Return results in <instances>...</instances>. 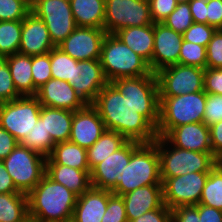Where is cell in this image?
<instances>
[{
    "mask_svg": "<svg viewBox=\"0 0 222 222\" xmlns=\"http://www.w3.org/2000/svg\"><path fill=\"white\" fill-rule=\"evenodd\" d=\"M92 105L106 130L115 131L126 140L152 143L158 137L156 128L111 83L98 93Z\"/></svg>",
    "mask_w": 222,
    "mask_h": 222,
    "instance_id": "1",
    "label": "cell"
},
{
    "mask_svg": "<svg viewBox=\"0 0 222 222\" xmlns=\"http://www.w3.org/2000/svg\"><path fill=\"white\" fill-rule=\"evenodd\" d=\"M77 197L45 173L27 194L29 219L35 222H71Z\"/></svg>",
    "mask_w": 222,
    "mask_h": 222,
    "instance_id": "2",
    "label": "cell"
},
{
    "mask_svg": "<svg viewBox=\"0 0 222 222\" xmlns=\"http://www.w3.org/2000/svg\"><path fill=\"white\" fill-rule=\"evenodd\" d=\"M100 62L106 80L151 75L149 64L115 34L107 33L101 47Z\"/></svg>",
    "mask_w": 222,
    "mask_h": 222,
    "instance_id": "3",
    "label": "cell"
},
{
    "mask_svg": "<svg viewBox=\"0 0 222 222\" xmlns=\"http://www.w3.org/2000/svg\"><path fill=\"white\" fill-rule=\"evenodd\" d=\"M146 185H162L157 138L152 143H142L131 154L121 182L111 192L122 196Z\"/></svg>",
    "mask_w": 222,
    "mask_h": 222,
    "instance_id": "4",
    "label": "cell"
},
{
    "mask_svg": "<svg viewBox=\"0 0 222 222\" xmlns=\"http://www.w3.org/2000/svg\"><path fill=\"white\" fill-rule=\"evenodd\" d=\"M159 123L157 135L165 137L174 127L203 122L206 92L199 91L180 96H159Z\"/></svg>",
    "mask_w": 222,
    "mask_h": 222,
    "instance_id": "5",
    "label": "cell"
},
{
    "mask_svg": "<svg viewBox=\"0 0 222 222\" xmlns=\"http://www.w3.org/2000/svg\"><path fill=\"white\" fill-rule=\"evenodd\" d=\"M156 129L159 123V87L156 73L110 82Z\"/></svg>",
    "mask_w": 222,
    "mask_h": 222,
    "instance_id": "6",
    "label": "cell"
},
{
    "mask_svg": "<svg viewBox=\"0 0 222 222\" xmlns=\"http://www.w3.org/2000/svg\"><path fill=\"white\" fill-rule=\"evenodd\" d=\"M166 144L168 146L165 137H157L161 178H174L194 172H210L217 165V158L212 153L196 152L175 146L170 151L164 148Z\"/></svg>",
    "mask_w": 222,
    "mask_h": 222,
    "instance_id": "7",
    "label": "cell"
},
{
    "mask_svg": "<svg viewBox=\"0 0 222 222\" xmlns=\"http://www.w3.org/2000/svg\"><path fill=\"white\" fill-rule=\"evenodd\" d=\"M3 163L15 187L25 194L32 191L46 173V158L20 143Z\"/></svg>",
    "mask_w": 222,
    "mask_h": 222,
    "instance_id": "8",
    "label": "cell"
},
{
    "mask_svg": "<svg viewBox=\"0 0 222 222\" xmlns=\"http://www.w3.org/2000/svg\"><path fill=\"white\" fill-rule=\"evenodd\" d=\"M41 106L35 96H21L0 103V127L21 143L38 121Z\"/></svg>",
    "mask_w": 222,
    "mask_h": 222,
    "instance_id": "9",
    "label": "cell"
},
{
    "mask_svg": "<svg viewBox=\"0 0 222 222\" xmlns=\"http://www.w3.org/2000/svg\"><path fill=\"white\" fill-rule=\"evenodd\" d=\"M153 24L148 0H105L104 30L115 34L127 27Z\"/></svg>",
    "mask_w": 222,
    "mask_h": 222,
    "instance_id": "10",
    "label": "cell"
},
{
    "mask_svg": "<svg viewBox=\"0 0 222 222\" xmlns=\"http://www.w3.org/2000/svg\"><path fill=\"white\" fill-rule=\"evenodd\" d=\"M31 12L45 23L56 47L77 27L69 0H31Z\"/></svg>",
    "mask_w": 222,
    "mask_h": 222,
    "instance_id": "11",
    "label": "cell"
},
{
    "mask_svg": "<svg viewBox=\"0 0 222 222\" xmlns=\"http://www.w3.org/2000/svg\"><path fill=\"white\" fill-rule=\"evenodd\" d=\"M205 69L175 64L156 72L159 96H180L204 91Z\"/></svg>",
    "mask_w": 222,
    "mask_h": 222,
    "instance_id": "12",
    "label": "cell"
},
{
    "mask_svg": "<svg viewBox=\"0 0 222 222\" xmlns=\"http://www.w3.org/2000/svg\"><path fill=\"white\" fill-rule=\"evenodd\" d=\"M208 175L209 172H194L161 178L164 204L171 210L178 206L198 205Z\"/></svg>",
    "mask_w": 222,
    "mask_h": 222,
    "instance_id": "13",
    "label": "cell"
},
{
    "mask_svg": "<svg viewBox=\"0 0 222 222\" xmlns=\"http://www.w3.org/2000/svg\"><path fill=\"white\" fill-rule=\"evenodd\" d=\"M142 143L127 140L118 150L91 170V184L96 189L112 191L120 182L122 172L130 161L131 154Z\"/></svg>",
    "mask_w": 222,
    "mask_h": 222,
    "instance_id": "14",
    "label": "cell"
},
{
    "mask_svg": "<svg viewBox=\"0 0 222 222\" xmlns=\"http://www.w3.org/2000/svg\"><path fill=\"white\" fill-rule=\"evenodd\" d=\"M104 29L76 27L57 47L77 61L100 59Z\"/></svg>",
    "mask_w": 222,
    "mask_h": 222,
    "instance_id": "15",
    "label": "cell"
},
{
    "mask_svg": "<svg viewBox=\"0 0 222 222\" xmlns=\"http://www.w3.org/2000/svg\"><path fill=\"white\" fill-rule=\"evenodd\" d=\"M69 83L86 104H93L98 93L109 83L103 73L100 59L77 61L73 64Z\"/></svg>",
    "mask_w": 222,
    "mask_h": 222,
    "instance_id": "16",
    "label": "cell"
},
{
    "mask_svg": "<svg viewBox=\"0 0 222 222\" xmlns=\"http://www.w3.org/2000/svg\"><path fill=\"white\" fill-rule=\"evenodd\" d=\"M183 34L175 32L163 23H154V49L152 73L178 64Z\"/></svg>",
    "mask_w": 222,
    "mask_h": 222,
    "instance_id": "17",
    "label": "cell"
},
{
    "mask_svg": "<svg viewBox=\"0 0 222 222\" xmlns=\"http://www.w3.org/2000/svg\"><path fill=\"white\" fill-rule=\"evenodd\" d=\"M106 130L103 120L92 104L73 114L69 141L89 149Z\"/></svg>",
    "mask_w": 222,
    "mask_h": 222,
    "instance_id": "18",
    "label": "cell"
},
{
    "mask_svg": "<svg viewBox=\"0 0 222 222\" xmlns=\"http://www.w3.org/2000/svg\"><path fill=\"white\" fill-rule=\"evenodd\" d=\"M35 97L45 107L77 111L87 104L80 98L70 83L51 78L38 88Z\"/></svg>",
    "mask_w": 222,
    "mask_h": 222,
    "instance_id": "19",
    "label": "cell"
},
{
    "mask_svg": "<svg viewBox=\"0 0 222 222\" xmlns=\"http://www.w3.org/2000/svg\"><path fill=\"white\" fill-rule=\"evenodd\" d=\"M54 47L56 46L50 38L45 23L30 12L22 20L19 53L28 56L42 55L49 53Z\"/></svg>",
    "mask_w": 222,
    "mask_h": 222,
    "instance_id": "20",
    "label": "cell"
},
{
    "mask_svg": "<svg viewBox=\"0 0 222 222\" xmlns=\"http://www.w3.org/2000/svg\"><path fill=\"white\" fill-rule=\"evenodd\" d=\"M167 143L186 150L212 153L210 129L204 122L174 127L166 136Z\"/></svg>",
    "mask_w": 222,
    "mask_h": 222,
    "instance_id": "21",
    "label": "cell"
},
{
    "mask_svg": "<svg viewBox=\"0 0 222 222\" xmlns=\"http://www.w3.org/2000/svg\"><path fill=\"white\" fill-rule=\"evenodd\" d=\"M128 222L163 204V185H146L122 195Z\"/></svg>",
    "mask_w": 222,
    "mask_h": 222,
    "instance_id": "22",
    "label": "cell"
},
{
    "mask_svg": "<svg viewBox=\"0 0 222 222\" xmlns=\"http://www.w3.org/2000/svg\"><path fill=\"white\" fill-rule=\"evenodd\" d=\"M111 194L110 190L91 187L79 195L71 222H101Z\"/></svg>",
    "mask_w": 222,
    "mask_h": 222,
    "instance_id": "23",
    "label": "cell"
},
{
    "mask_svg": "<svg viewBox=\"0 0 222 222\" xmlns=\"http://www.w3.org/2000/svg\"><path fill=\"white\" fill-rule=\"evenodd\" d=\"M115 35L141 56L152 72V53L154 49V23L146 26L127 27L115 33Z\"/></svg>",
    "mask_w": 222,
    "mask_h": 222,
    "instance_id": "24",
    "label": "cell"
},
{
    "mask_svg": "<svg viewBox=\"0 0 222 222\" xmlns=\"http://www.w3.org/2000/svg\"><path fill=\"white\" fill-rule=\"evenodd\" d=\"M90 173L91 170H79L60 164H46V174L78 196L92 187Z\"/></svg>",
    "mask_w": 222,
    "mask_h": 222,
    "instance_id": "25",
    "label": "cell"
},
{
    "mask_svg": "<svg viewBox=\"0 0 222 222\" xmlns=\"http://www.w3.org/2000/svg\"><path fill=\"white\" fill-rule=\"evenodd\" d=\"M5 58L17 92L21 96H35L38 89L32 79V56L18 52Z\"/></svg>",
    "mask_w": 222,
    "mask_h": 222,
    "instance_id": "26",
    "label": "cell"
},
{
    "mask_svg": "<svg viewBox=\"0 0 222 222\" xmlns=\"http://www.w3.org/2000/svg\"><path fill=\"white\" fill-rule=\"evenodd\" d=\"M73 114L71 110L41 106L40 118L55 144L69 141Z\"/></svg>",
    "mask_w": 222,
    "mask_h": 222,
    "instance_id": "27",
    "label": "cell"
},
{
    "mask_svg": "<svg viewBox=\"0 0 222 222\" xmlns=\"http://www.w3.org/2000/svg\"><path fill=\"white\" fill-rule=\"evenodd\" d=\"M77 27L104 29L105 0H69Z\"/></svg>",
    "mask_w": 222,
    "mask_h": 222,
    "instance_id": "28",
    "label": "cell"
},
{
    "mask_svg": "<svg viewBox=\"0 0 222 222\" xmlns=\"http://www.w3.org/2000/svg\"><path fill=\"white\" fill-rule=\"evenodd\" d=\"M46 164H60L79 170H90L87 149L71 141L56 143L49 157L46 158Z\"/></svg>",
    "mask_w": 222,
    "mask_h": 222,
    "instance_id": "29",
    "label": "cell"
},
{
    "mask_svg": "<svg viewBox=\"0 0 222 222\" xmlns=\"http://www.w3.org/2000/svg\"><path fill=\"white\" fill-rule=\"evenodd\" d=\"M27 220H29L27 194L0 193V222Z\"/></svg>",
    "mask_w": 222,
    "mask_h": 222,
    "instance_id": "30",
    "label": "cell"
},
{
    "mask_svg": "<svg viewBox=\"0 0 222 222\" xmlns=\"http://www.w3.org/2000/svg\"><path fill=\"white\" fill-rule=\"evenodd\" d=\"M127 140L119 133L105 130L101 137L87 149L90 170L118 150Z\"/></svg>",
    "mask_w": 222,
    "mask_h": 222,
    "instance_id": "31",
    "label": "cell"
},
{
    "mask_svg": "<svg viewBox=\"0 0 222 222\" xmlns=\"http://www.w3.org/2000/svg\"><path fill=\"white\" fill-rule=\"evenodd\" d=\"M22 20L0 21V58L19 52Z\"/></svg>",
    "mask_w": 222,
    "mask_h": 222,
    "instance_id": "32",
    "label": "cell"
},
{
    "mask_svg": "<svg viewBox=\"0 0 222 222\" xmlns=\"http://www.w3.org/2000/svg\"><path fill=\"white\" fill-rule=\"evenodd\" d=\"M23 146L30 148L32 151L48 158L55 143L53 142L49 133L46 132L45 120L40 117L35 126L25 136L24 140L20 143Z\"/></svg>",
    "mask_w": 222,
    "mask_h": 222,
    "instance_id": "33",
    "label": "cell"
},
{
    "mask_svg": "<svg viewBox=\"0 0 222 222\" xmlns=\"http://www.w3.org/2000/svg\"><path fill=\"white\" fill-rule=\"evenodd\" d=\"M199 204L222 210V169L218 165L209 172Z\"/></svg>",
    "mask_w": 222,
    "mask_h": 222,
    "instance_id": "34",
    "label": "cell"
},
{
    "mask_svg": "<svg viewBox=\"0 0 222 222\" xmlns=\"http://www.w3.org/2000/svg\"><path fill=\"white\" fill-rule=\"evenodd\" d=\"M73 64H77V60L64 53L60 48L54 47L50 51L52 78L69 83V80H72Z\"/></svg>",
    "mask_w": 222,
    "mask_h": 222,
    "instance_id": "35",
    "label": "cell"
},
{
    "mask_svg": "<svg viewBox=\"0 0 222 222\" xmlns=\"http://www.w3.org/2000/svg\"><path fill=\"white\" fill-rule=\"evenodd\" d=\"M206 47L189 41H182L178 64L206 68Z\"/></svg>",
    "mask_w": 222,
    "mask_h": 222,
    "instance_id": "36",
    "label": "cell"
},
{
    "mask_svg": "<svg viewBox=\"0 0 222 222\" xmlns=\"http://www.w3.org/2000/svg\"><path fill=\"white\" fill-rule=\"evenodd\" d=\"M31 12V0H0V21L23 20Z\"/></svg>",
    "mask_w": 222,
    "mask_h": 222,
    "instance_id": "37",
    "label": "cell"
},
{
    "mask_svg": "<svg viewBox=\"0 0 222 222\" xmlns=\"http://www.w3.org/2000/svg\"><path fill=\"white\" fill-rule=\"evenodd\" d=\"M193 23L189 3H178L176 9L163 21L166 27L181 34Z\"/></svg>",
    "mask_w": 222,
    "mask_h": 222,
    "instance_id": "38",
    "label": "cell"
},
{
    "mask_svg": "<svg viewBox=\"0 0 222 222\" xmlns=\"http://www.w3.org/2000/svg\"><path fill=\"white\" fill-rule=\"evenodd\" d=\"M50 67V52L32 56V79L37 89L52 78Z\"/></svg>",
    "mask_w": 222,
    "mask_h": 222,
    "instance_id": "39",
    "label": "cell"
},
{
    "mask_svg": "<svg viewBox=\"0 0 222 222\" xmlns=\"http://www.w3.org/2000/svg\"><path fill=\"white\" fill-rule=\"evenodd\" d=\"M21 97L17 92L6 58H0V103L9 102Z\"/></svg>",
    "mask_w": 222,
    "mask_h": 222,
    "instance_id": "40",
    "label": "cell"
},
{
    "mask_svg": "<svg viewBox=\"0 0 222 222\" xmlns=\"http://www.w3.org/2000/svg\"><path fill=\"white\" fill-rule=\"evenodd\" d=\"M217 29L208 24L193 23L184 33L183 40L207 47Z\"/></svg>",
    "mask_w": 222,
    "mask_h": 222,
    "instance_id": "41",
    "label": "cell"
},
{
    "mask_svg": "<svg viewBox=\"0 0 222 222\" xmlns=\"http://www.w3.org/2000/svg\"><path fill=\"white\" fill-rule=\"evenodd\" d=\"M101 222H128L122 196L111 194Z\"/></svg>",
    "mask_w": 222,
    "mask_h": 222,
    "instance_id": "42",
    "label": "cell"
},
{
    "mask_svg": "<svg viewBox=\"0 0 222 222\" xmlns=\"http://www.w3.org/2000/svg\"><path fill=\"white\" fill-rule=\"evenodd\" d=\"M206 68H222V29H217L206 47Z\"/></svg>",
    "mask_w": 222,
    "mask_h": 222,
    "instance_id": "43",
    "label": "cell"
},
{
    "mask_svg": "<svg viewBox=\"0 0 222 222\" xmlns=\"http://www.w3.org/2000/svg\"><path fill=\"white\" fill-rule=\"evenodd\" d=\"M222 120V95L207 94L203 122L210 127Z\"/></svg>",
    "mask_w": 222,
    "mask_h": 222,
    "instance_id": "44",
    "label": "cell"
},
{
    "mask_svg": "<svg viewBox=\"0 0 222 222\" xmlns=\"http://www.w3.org/2000/svg\"><path fill=\"white\" fill-rule=\"evenodd\" d=\"M148 3L153 23H163L178 4L176 0H148Z\"/></svg>",
    "mask_w": 222,
    "mask_h": 222,
    "instance_id": "45",
    "label": "cell"
},
{
    "mask_svg": "<svg viewBox=\"0 0 222 222\" xmlns=\"http://www.w3.org/2000/svg\"><path fill=\"white\" fill-rule=\"evenodd\" d=\"M204 91L207 94L222 95V68H205Z\"/></svg>",
    "mask_w": 222,
    "mask_h": 222,
    "instance_id": "46",
    "label": "cell"
},
{
    "mask_svg": "<svg viewBox=\"0 0 222 222\" xmlns=\"http://www.w3.org/2000/svg\"><path fill=\"white\" fill-rule=\"evenodd\" d=\"M171 222H201L198 205L178 206L172 209Z\"/></svg>",
    "mask_w": 222,
    "mask_h": 222,
    "instance_id": "47",
    "label": "cell"
},
{
    "mask_svg": "<svg viewBox=\"0 0 222 222\" xmlns=\"http://www.w3.org/2000/svg\"><path fill=\"white\" fill-rule=\"evenodd\" d=\"M130 222H171V209L163 204L160 208L148 211Z\"/></svg>",
    "mask_w": 222,
    "mask_h": 222,
    "instance_id": "48",
    "label": "cell"
},
{
    "mask_svg": "<svg viewBox=\"0 0 222 222\" xmlns=\"http://www.w3.org/2000/svg\"><path fill=\"white\" fill-rule=\"evenodd\" d=\"M206 16L208 25L222 29V0H208Z\"/></svg>",
    "mask_w": 222,
    "mask_h": 222,
    "instance_id": "49",
    "label": "cell"
},
{
    "mask_svg": "<svg viewBox=\"0 0 222 222\" xmlns=\"http://www.w3.org/2000/svg\"><path fill=\"white\" fill-rule=\"evenodd\" d=\"M209 129L212 154L219 158L222 155V120L211 125Z\"/></svg>",
    "mask_w": 222,
    "mask_h": 222,
    "instance_id": "50",
    "label": "cell"
},
{
    "mask_svg": "<svg viewBox=\"0 0 222 222\" xmlns=\"http://www.w3.org/2000/svg\"><path fill=\"white\" fill-rule=\"evenodd\" d=\"M18 145L16 139L0 127V161H3Z\"/></svg>",
    "mask_w": 222,
    "mask_h": 222,
    "instance_id": "51",
    "label": "cell"
},
{
    "mask_svg": "<svg viewBox=\"0 0 222 222\" xmlns=\"http://www.w3.org/2000/svg\"><path fill=\"white\" fill-rule=\"evenodd\" d=\"M208 0H191L189 7L194 23L207 24L206 8Z\"/></svg>",
    "mask_w": 222,
    "mask_h": 222,
    "instance_id": "52",
    "label": "cell"
},
{
    "mask_svg": "<svg viewBox=\"0 0 222 222\" xmlns=\"http://www.w3.org/2000/svg\"><path fill=\"white\" fill-rule=\"evenodd\" d=\"M198 213L201 222H222V210L198 204Z\"/></svg>",
    "mask_w": 222,
    "mask_h": 222,
    "instance_id": "53",
    "label": "cell"
},
{
    "mask_svg": "<svg viewBox=\"0 0 222 222\" xmlns=\"http://www.w3.org/2000/svg\"><path fill=\"white\" fill-rule=\"evenodd\" d=\"M0 193H22L15 187L3 161H0Z\"/></svg>",
    "mask_w": 222,
    "mask_h": 222,
    "instance_id": "54",
    "label": "cell"
},
{
    "mask_svg": "<svg viewBox=\"0 0 222 222\" xmlns=\"http://www.w3.org/2000/svg\"><path fill=\"white\" fill-rule=\"evenodd\" d=\"M217 165L222 169V155L217 158Z\"/></svg>",
    "mask_w": 222,
    "mask_h": 222,
    "instance_id": "55",
    "label": "cell"
},
{
    "mask_svg": "<svg viewBox=\"0 0 222 222\" xmlns=\"http://www.w3.org/2000/svg\"><path fill=\"white\" fill-rule=\"evenodd\" d=\"M191 0H176L177 3H189Z\"/></svg>",
    "mask_w": 222,
    "mask_h": 222,
    "instance_id": "56",
    "label": "cell"
},
{
    "mask_svg": "<svg viewBox=\"0 0 222 222\" xmlns=\"http://www.w3.org/2000/svg\"><path fill=\"white\" fill-rule=\"evenodd\" d=\"M26 222H35L34 220H32V219H29V220H27Z\"/></svg>",
    "mask_w": 222,
    "mask_h": 222,
    "instance_id": "57",
    "label": "cell"
}]
</instances>
